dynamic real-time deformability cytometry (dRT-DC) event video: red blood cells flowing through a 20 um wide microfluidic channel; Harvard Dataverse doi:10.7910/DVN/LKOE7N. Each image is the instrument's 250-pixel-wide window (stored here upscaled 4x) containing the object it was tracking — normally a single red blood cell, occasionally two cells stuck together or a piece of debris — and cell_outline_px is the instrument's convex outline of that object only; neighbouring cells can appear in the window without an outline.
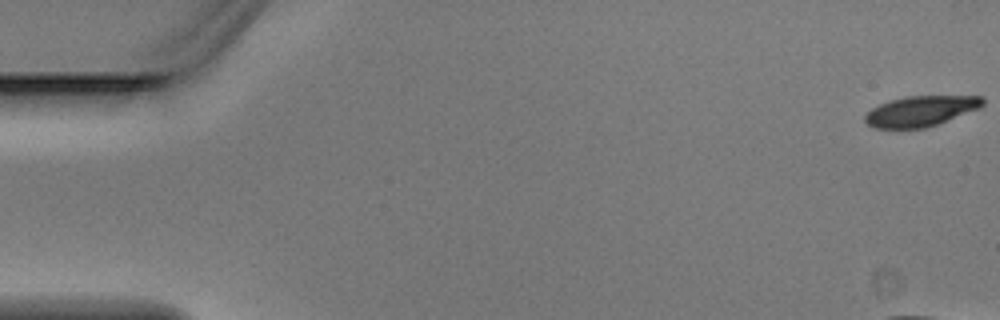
{"species": "Egyptian fruit bat (a non-hibernating species)", "species_latin": "Rousettus aegyptiacus", "temperature_condition": "warm", "stored_images_in_passage": 7, "camera_frame_rate_fps": 3000, "um_per_image_px": 0.085, "animal": {"sex": "male"}, "frame": {"image": 1, "passage_image": 1, "time_ms": 0.0, "image_size_px": [1000, 320], "cell_outline_px": [[984, 104], [980, 108], [936, 124], [924, 128], [872, 128], [864, 120], [864, 116], [872, 108], [880, 104], [904, 96], [984, 96]], "centroid_in_image_um": [78.26, 9.43], "position_along_channel_um": 6.7, "area_um2": 20.69}}
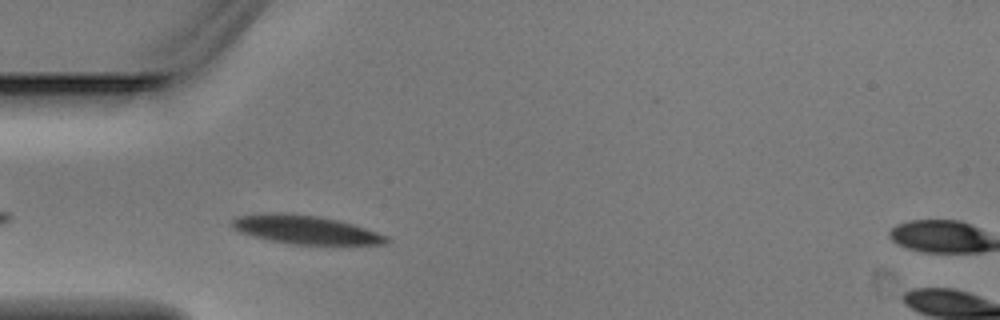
{"frame": {"image": 2, "passage_image": 6, "time_ms": 1.667, "image_size_px": [1000, 320], "cell_outline_px": [[392, 240], [388, 244], [292, 244], [252, 236], [240, 232], [232, 228], [232, 220], [236, 216], [268, 212], [288, 212], [320, 216], [340, 220], [388, 236]], "centroid_in_image_um": [25.95, 19.5], "position_along_channel_um": 59.0, "area_um2": 25.84}}